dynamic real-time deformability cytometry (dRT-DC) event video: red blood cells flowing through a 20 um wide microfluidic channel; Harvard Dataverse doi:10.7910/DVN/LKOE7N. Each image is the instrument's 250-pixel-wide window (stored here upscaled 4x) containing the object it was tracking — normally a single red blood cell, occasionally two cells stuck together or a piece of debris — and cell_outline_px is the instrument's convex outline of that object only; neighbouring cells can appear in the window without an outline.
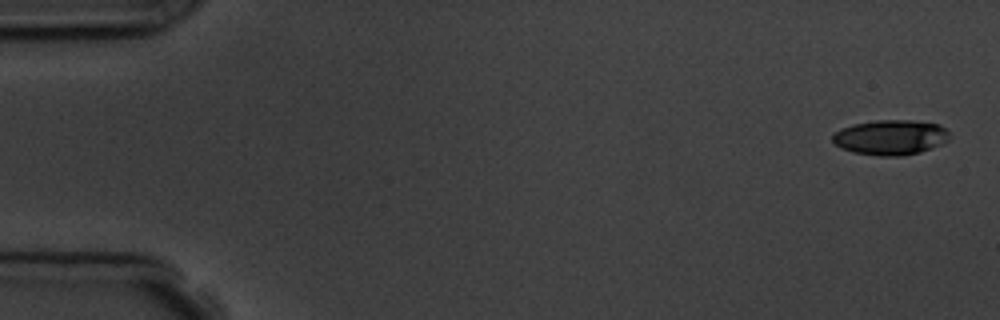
{"species": "common noctule bat (a hibernating species)", "species_latin": "Nyctalus noctula", "temperature_condition": "room temperature", "stored_images_in_passage": 5, "camera_frame_rate_fps": 3000, "um_per_image_px": 0.085, "animal": {"sex": "male", "body_mass_g": 19.5, "forearm_length_mm": 54.6}, "frame": {"image": 1, "passage_image": 1, "time_ms": 0.0, "image_size_px": [1000, 320], "cell_outline_px": [[948, 140], [932, 148], [920, 152], [900, 156], [880, 156], [852, 152], [840, 148], [832, 140], [832, 136], [840, 128], [852, 124], [876, 120], [912, 120], [940, 124], [948, 132]], "centroid_in_image_um": [75.67, 11.67], "position_along_channel_um": 9.3, "area_um2": 23.93}}
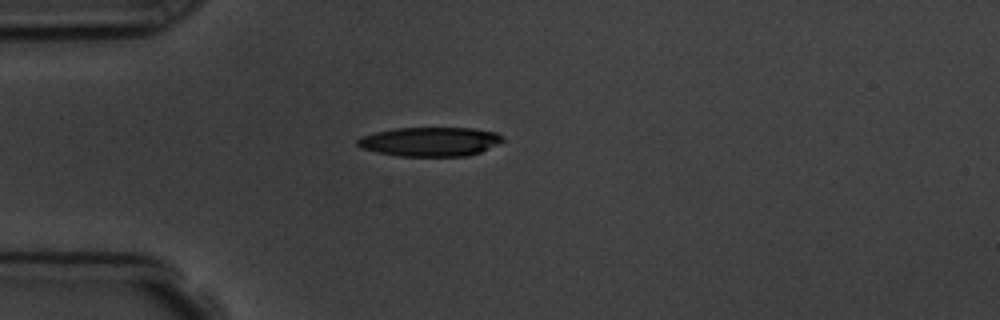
{"frame": {"image": 2, "passage_image": 4, "time_ms": 4.333, "image_size_px": [1000, 320], "cell_outline_px": [[504, 140], [480, 152], [468, 156], [400, 156], [376, 152], [360, 148], [356, 144], [356, 140], [360, 136], [376, 132], [396, 128], [472, 128], [496, 132], [504, 136]], "centroid_in_image_um": [36.53, 12.04], "position_along_channel_um": 48.5, "area_um2": 24.74}}